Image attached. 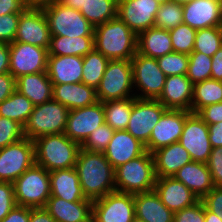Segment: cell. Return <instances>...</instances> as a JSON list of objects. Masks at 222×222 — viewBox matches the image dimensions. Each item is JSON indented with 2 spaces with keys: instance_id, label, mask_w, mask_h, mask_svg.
<instances>
[{
  "instance_id": "obj_57",
  "label": "cell",
  "mask_w": 222,
  "mask_h": 222,
  "mask_svg": "<svg viewBox=\"0 0 222 222\" xmlns=\"http://www.w3.org/2000/svg\"><path fill=\"white\" fill-rule=\"evenodd\" d=\"M10 66L9 44L0 43V74L8 73Z\"/></svg>"
},
{
  "instance_id": "obj_21",
  "label": "cell",
  "mask_w": 222,
  "mask_h": 222,
  "mask_svg": "<svg viewBox=\"0 0 222 222\" xmlns=\"http://www.w3.org/2000/svg\"><path fill=\"white\" fill-rule=\"evenodd\" d=\"M193 83L184 75L166 76L163 91L157 99L166 109L191 111Z\"/></svg>"
},
{
  "instance_id": "obj_53",
  "label": "cell",
  "mask_w": 222,
  "mask_h": 222,
  "mask_svg": "<svg viewBox=\"0 0 222 222\" xmlns=\"http://www.w3.org/2000/svg\"><path fill=\"white\" fill-rule=\"evenodd\" d=\"M27 7L25 0H0V15L22 13Z\"/></svg>"
},
{
  "instance_id": "obj_29",
  "label": "cell",
  "mask_w": 222,
  "mask_h": 222,
  "mask_svg": "<svg viewBox=\"0 0 222 222\" xmlns=\"http://www.w3.org/2000/svg\"><path fill=\"white\" fill-rule=\"evenodd\" d=\"M135 217L145 222H173L174 212L162 202L155 190L134 194Z\"/></svg>"
},
{
  "instance_id": "obj_12",
  "label": "cell",
  "mask_w": 222,
  "mask_h": 222,
  "mask_svg": "<svg viewBox=\"0 0 222 222\" xmlns=\"http://www.w3.org/2000/svg\"><path fill=\"white\" fill-rule=\"evenodd\" d=\"M167 109L158 101L152 99H138L134 103L126 131L142 144L149 141L153 128Z\"/></svg>"
},
{
  "instance_id": "obj_59",
  "label": "cell",
  "mask_w": 222,
  "mask_h": 222,
  "mask_svg": "<svg viewBox=\"0 0 222 222\" xmlns=\"http://www.w3.org/2000/svg\"><path fill=\"white\" fill-rule=\"evenodd\" d=\"M204 217L205 221L204 222H222L221 216H218L217 214L209 211L205 205H204Z\"/></svg>"
},
{
  "instance_id": "obj_49",
  "label": "cell",
  "mask_w": 222,
  "mask_h": 222,
  "mask_svg": "<svg viewBox=\"0 0 222 222\" xmlns=\"http://www.w3.org/2000/svg\"><path fill=\"white\" fill-rule=\"evenodd\" d=\"M202 201L209 211L221 216L222 220V187L211 189Z\"/></svg>"
},
{
  "instance_id": "obj_38",
  "label": "cell",
  "mask_w": 222,
  "mask_h": 222,
  "mask_svg": "<svg viewBox=\"0 0 222 222\" xmlns=\"http://www.w3.org/2000/svg\"><path fill=\"white\" fill-rule=\"evenodd\" d=\"M222 46L221 26L199 29L195 35L193 52H201L212 57Z\"/></svg>"
},
{
  "instance_id": "obj_37",
  "label": "cell",
  "mask_w": 222,
  "mask_h": 222,
  "mask_svg": "<svg viewBox=\"0 0 222 222\" xmlns=\"http://www.w3.org/2000/svg\"><path fill=\"white\" fill-rule=\"evenodd\" d=\"M109 60L95 48L83 56L81 82L94 88H98Z\"/></svg>"
},
{
  "instance_id": "obj_27",
  "label": "cell",
  "mask_w": 222,
  "mask_h": 222,
  "mask_svg": "<svg viewBox=\"0 0 222 222\" xmlns=\"http://www.w3.org/2000/svg\"><path fill=\"white\" fill-rule=\"evenodd\" d=\"M174 178L185 184L199 200H202L215 187L207 165L201 162L187 163L177 171Z\"/></svg>"
},
{
  "instance_id": "obj_62",
  "label": "cell",
  "mask_w": 222,
  "mask_h": 222,
  "mask_svg": "<svg viewBox=\"0 0 222 222\" xmlns=\"http://www.w3.org/2000/svg\"><path fill=\"white\" fill-rule=\"evenodd\" d=\"M155 1L161 5V4H164V3L172 1V0H155Z\"/></svg>"
},
{
  "instance_id": "obj_6",
  "label": "cell",
  "mask_w": 222,
  "mask_h": 222,
  "mask_svg": "<svg viewBox=\"0 0 222 222\" xmlns=\"http://www.w3.org/2000/svg\"><path fill=\"white\" fill-rule=\"evenodd\" d=\"M69 109L51 99L35 105L23 126L24 136L30 140L44 135L64 133Z\"/></svg>"
},
{
  "instance_id": "obj_40",
  "label": "cell",
  "mask_w": 222,
  "mask_h": 222,
  "mask_svg": "<svg viewBox=\"0 0 222 222\" xmlns=\"http://www.w3.org/2000/svg\"><path fill=\"white\" fill-rule=\"evenodd\" d=\"M212 58L201 52H192L189 55L187 77L197 83L211 79Z\"/></svg>"
},
{
  "instance_id": "obj_24",
  "label": "cell",
  "mask_w": 222,
  "mask_h": 222,
  "mask_svg": "<svg viewBox=\"0 0 222 222\" xmlns=\"http://www.w3.org/2000/svg\"><path fill=\"white\" fill-rule=\"evenodd\" d=\"M83 57L48 55L47 75L52 84L81 83Z\"/></svg>"
},
{
  "instance_id": "obj_5",
  "label": "cell",
  "mask_w": 222,
  "mask_h": 222,
  "mask_svg": "<svg viewBox=\"0 0 222 222\" xmlns=\"http://www.w3.org/2000/svg\"><path fill=\"white\" fill-rule=\"evenodd\" d=\"M17 206L44 208L51 196L50 172L34 163L13 182Z\"/></svg>"
},
{
  "instance_id": "obj_26",
  "label": "cell",
  "mask_w": 222,
  "mask_h": 222,
  "mask_svg": "<svg viewBox=\"0 0 222 222\" xmlns=\"http://www.w3.org/2000/svg\"><path fill=\"white\" fill-rule=\"evenodd\" d=\"M156 178L174 177L177 171L192 159L188 151L179 143H172L152 153Z\"/></svg>"
},
{
  "instance_id": "obj_2",
  "label": "cell",
  "mask_w": 222,
  "mask_h": 222,
  "mask_svg": "<svg viewBox=\"0 0 222 222\" xmlns=\"http://www.w3.org/2000/svg\"><path fill=\"white\" fill-rule=\"evenodd\" d=\"M94 48L108 60H131L137 53V35L117 16L94 27Z\"/></svg>"
},
{
  "instance_id": "obj_28",
  "label": "cell",
  "mask_w": 222,
  "mask_h": 222,
  "mask_svg": "<svg viewBox=\"0 0 222 222\" xmlns=\"http://www.w3.org/2000/svg\"><path fill=\"white\" fill-rule=\"evenodd\" d=\"M51 196L66 201H91L85 198L75 168L57 169L50 172Z\"/></svg>"
},
{
  "instance_id": "obj_60",
  "label": "cell",
  "mask_w": 222,
  "mask_h": 222,
  "mask_svg": "<svg viewBox=\"0 0 222 222\" xmlns=\"http://www.w3.org/2000/svg\"><path fill=\"white\" fill-rule=\"evenodd\" d=\"M56 0H25L28 6L41 7L45 4L52 3Z\"/></svg>"
},
{
  "instance_id": "obj_4",
  "label": "cell",
  "mask_w": 222,
  "mask_h": 222,
  "mask_svg": "<svg viewBox=\"0 0 222 222\" xmlns=\"http://www.w3.org/2000/svg\"><path fill=\"white\" fill-rule=\"evenodd\" d=\"M156 182L153 155L147 150L137 158L115 169V189L123 193H143L154 190Z\"/></svg>"
},
{
  "instance_id": "obj_32",
  "label": "cell",
  "mask_w": 222,
  "mask_h": 222,
  "mask_svg": "<svg viewBox=\"0 0 222 222\" xmlns=\"http://www.w3.org/2000/svg\"><path fill=\"white\" fill-rule=\"evenodd\" d=\"M94 49V36L64 37L51 35L48 55L83 57Z\"/></svg>"
},
{
  "instance_id": "obj_56",
  "label": "cell",
  "mask_w": 222,
  "mask_h": 222,
  "mask_svg": "<svg viewBox=\"0 0 222 222\" xmlns=\"http://www.w3.org/2000/svg\"><path fill=\"white\" fill-rule=\"evenodd\" d=\"M29 222H56L45 208H30Z\"/></svg>"
},
{
  "instance_id": "obj_25",
  "label": "cell",
  "mask_w": 222,
  "mask_h": 222,
  "mask_svg": "<svg viewBox=\"0 0 222 222\" xmlns=\"http://www.w3.org/2000/svg\"><path fill=\"white\" fill-rule=\"evenodd\" d=\"M52 99L69 110L91 106L98 102L96 90L82 82L53 84Z\"/></svg>"
},
{
  "instance_id": "obj_11",
  "label": "cell",
  "mask_w": 222,
  "mask_h": 222,
  "mask_svg": "<svg viewBox=\"0 0 222 222\" xmlns=\"http://www.w3.org/2000/svg\"><path fill=\"white\" fill-rule=\"evenodd\" d=\"M134 194L114 191L93 201L92 222H132Z\"/></svg>"
},
{
  "instance_id": "obj_55",
  "label": "cell",
  "mask_w": 222,
  "mask_h": 222,
  "mask_svg": "<svg viewBox=\"0 0 222 222\" xmlns=\"http://www.w3.org/2000/svg\"><path fill=\"white\" fill-rule=\"evenodd\" d=\"M212 148L222 146V122L208 125Z\"/></svg>"
},
{
  "instance_id": "obj_63",
  "label": "cell",
  "mask_w": 222,
  "mask_h": 222,
  "mask_svg": "<svg viewBox=\"0 0 222 222\" xmlns=\"http://www.w3.org/2000/svg\"><path fill=\"white\" fill-rule=\"evenodd\" d=\"M132 222H145V221H143V220L138 219L137 217H135V218L132 220Z\"/></svg>"
},
{
  "instance_id": "obj_17",
  "label": "cell",
  "mask_w": 222,
  "mask_h": 222,
  "mask_svg": "<svg viewBox=\"0 0 222 222\" xmlns=\"http://www.w3.org/2000/svg\"><path fill=\"white\" fill-rule=\"evenodd\" d=\"M179 143L188 151L192 161L207 163L212 150L209 129L196 113L186 118Z\"/></svg>"
},
{
  "instance_id": "obj_10",
  "label": "cell",
  "mask_w": 222,
  "mask_h": 222,
  "mask_svg": "<svg viewBox=\"0 0 222 222\" xmlns=\"http://www.w3.org/2000/svg\"><path fill=\"white\" fill-rule=\"evenodd\" d=\"M35 163L34 142L26 137L0 149V181L13 183Z\"/></svg>"
},
{
  "instance_id": "obj_61",
  "label": "cell",
  "mask_w": 222,
  "mask_h": 222,
  "mask_svg": "<svg viewBox=\"0 0 222 222\" xmlns=\"http://www.w3.org/2000/svg\"><path fill=\"white\" fill-rule=\"evenodd\" d=\"M173 1H175V2H177V3L183 5V4H186V3L192 2L193 0H173Z\"/></svg>"
},
{
  "instance_id": "obj_58",
  "label": "cell",
  "mask_w": 222,
  "mask_h": 222,
  "mask_svg": "<svg viewBox=\"0 0 222 222\" xmlns=\"http://www.w3.org/2000/svg\"><path fill=\"white\" fill-rule=\"evenodd\" d=\"M64 6L79 10L84 6L85 0H56Z\"/></svg>"
},
{
  "instance_id": "obj_41",
  "label": "cell",
  "mask_w": 222,
  "mask_h": 222,
  "mask_svg": "<svg viewBox=\"0 0 222 222\" xmlns=\"http://www.w3.org/2000/svg\"><path fill=\"white\" fill-rule=\"evenodd\" d=\"M196 32L197 30L186 24H180L169 30L173 51L190 55L194 49Z\"/></svg>"
},
{
  "instance_id": "obj_7",
  "label": "cell",
  "mask_w": 222,
  "mask_h": 222,
  "mask_svg": "<svg viewBox=\"0 0 222 222\" xmlns=\"http://www.w3.org/2000/svg\"><path fill=\"white\" fill-rule=\"evenodd\" d=\"M47 17L50 34L68 37L94 36V26L79 10L54 1L41 6Z\"/></svg>"
},
{
  "instance_id": "obj_16",
  "label": "cell",
  "mask_w": 222,
  "mask_h": 222,
  "mask_svg": "<svg viewBox=\"0 0 222 222\" xmlns=\"http://www.w3.org/2000/svg\"><path fill=\"white\" fill-rule=\"evenodd\" d=\"M191 113L187 110L167 109L153 128L145 149L152 154L162 147L179 142L185 120Z\"/></svg>"
},
{
  "instance_id": "obj_3",
  "label": "cell",
  "mask_w": 222,
  "mask_h": 222,
  "mask_svg": "<svg viewBox=\"0 0 222 222\" xmlns=\"http://www.w3.org/2000/svg\"><path fill=\"white\" fill-rule=\"evenodd\" d=\"M33 142L35 163L48 172L75 167L81 145L64 133L44 135Z\"/></svg>"
},
{
  "instance_id": "obj_9",
  "label": "cell",
  "mask_w": 222,
  "mask_h": 222,
  "mask_svg": "<svg viewBox=\"0 0 222 222\" xmlns=\"http://www.w3.org/2000/svg\"><path fill=\"white\" fill-rule=\"evenodd\" d=\"M133 84L142 91L138 99L157 100L164 88L166 75L159 68L157 60L136 53L131 59Z\"/></svg>"
},
{
  "instance_id": "obj_18",
  "label": "cell",
  "mask_w": 222,
  "mask_h": 222,
  "mask_svg": "<svg viewBox=\"0 0 222 222\" xmlns=\"http://www.w3.org/2000/svg\"><path fill=\"white\" fill-rule=\"evenodd\" d=\"M159 6L155 0H118L117 16L138 35L154 27Z\"/></svg>"
},
{
  "instance_id": "obj_22",
  "label": "cell",
  "mask_w": 222,
  "mask_h": 222,
  "mask_svg": "<svg viewBox=\"0 0 222 222\" xmlns=\"http://www.w3.org/2000/svg\"><path fill=\"white\" fill-rule=\"evenodd\" d=\"M146 151L145 145L134 138L128 131H115L111 141L103 154L112 167H117L142 155Z\"/></svg>"
},
{
  "instance_id": "obj_50",
  "label": "cell",
  "mask_w": 222,
  "mask_h": 222,
  "mask_svg": "<svg viewBox=\"0 0 222 222\" xmlns=\"http://www.w3.org/2000/svg\"><path fill=\"white\" fill-rule=\"evenodd\" d=\"M207 125L222 122V102L210 104L196 113Z\"/></svg>"
},
{
  "instance_id": "obj_48",
  "label": "cell",
  "mask_w": 222,
  "mask_h": 222,
  "mask_svg": "<svg viewBox=\"0 0 222 222\" xmlns=\"http://www.w3.org/2000/svg\"><path fill=\"white\" fill-rule=\"evenodd\" d=\"M15 206L13 183L0 181V220L5 218Z\"/></svg>"
},
{
  "instance_id": "obj_36",
  "label": "cell",
  "mask_w": 222,
  "mask_h": 222,
  "mask_svg": "<svg viewBox=\"0 0 222 222\" xmlns=\"http://www.w3.org/2000/svg\"><path fill=\"white\" fill-rule=\"evenodd\" d=\"M118 0H85L81 14L94 26L117 17Z\"/></svg>"
},
{
  "instance_id": "obj_39",
  "label": "cell",
  "mask_w": 222,
  "mask_h": 222,
  "mask_svg": "<svg viewBox=\"0 0 222 222\" xmlns=\"http://www.w3.org/2000/svg\"><path fill=\"white\" fill-rule=\"evenodd\" d=\"M180 24H183L182 4L172 0L159 6L154 27L171 30Z\"/></svg>"
},
{
  "instance_id": "obj_30",
  "label": "cell",
  "mask_w": 222,
  "mask_h": 222,
  "mask_svg": "<svg viewBox=\"0 0 222 222\" xmlns=\"http://www.w3.org/2000/svg\"><path fill=\"white\" fill-rule=\"evenodd\" d=\"M16 90L33 104L39 105L52 99L53 84L47 72L22 75L16 79Z\"/></svg>"
},
{
  "instance_id": "obj_47",
  "label": "cell",
  "mask_w": 222,
  "mask_h": 222,
  "mask_svg": "<svg viewBox=\"0 0 222 222\" xmlns=\"http://www.w3.org/2000/svg\"><path fill=\"white\" fill-rule=\"evenodd\" d=\"M215 187H222V146L212 148L206 163Z\"/></svg>"
},
{
  "instance_id": "obj_43",
  "label": "cell",
  "mask_w": 222,
  "mask_h": 222,
  "mask_svg": "<svg viewBox=\"0 0 222 222\" xmlns=\"http://www.w3.org/2000/svg\"><path fill=\"white\" fill-rule=\"evenodd\" d=\"M115 130L104 123L92 132L81 144V148L89 152H104L111 141Z\"/></svg>"
},
{
  "instance_id": "obj_23",
  "label": "cell",
  "mask_w": 222,
  "mask_h": 222,
  "mask_svg": "<svg viewBox=\"0 0 222 222\" xmlns=\"http://www.w3.org/2000/svg\"><path fill=\"white\" fill-rule=\"evenodd\" d=\"M56 222H92L93 201H66L50 196L44 207Z\"/></svg>"
},
{
  "instance_id": "obj_52",
  "label": "cell",
  "mask_w": 222,
  "mask_h": 222,
  "mask_svg": "<svg viewBox=\"0 0 222 222\" xmlns=\"http://www.w3.org/2000/svg\"><path fill=\"white\" fill-rule=\"evenodd\" d=\"M30 207L15 206L0 222H29Z\"/></svg>"
},
{
  "instance_id": "obj_33",
  "label": "cell",
  "mask_w": 222,
  "mask_h": 222,
  "mask_svg": "<svg viewBox=\"0 0 222 222\" xmlns=\"http://www.w3.org/2000/svg\"><path fill=\"white\" fill-rule=\"evenodd\" d=\"M219 102H222V81L208 79L193 84L192 113Z\"/></svg>"
},
{
  "instance_id": "obj_13",
  "label": "cell",
  "mask_w": 222,
  "mask_h": 222,
  "mask_svg": "<svg viewBox=\"0 0 222 222\" xmlns=\"http://www.w3.org/2000/svg\"><path fill=\"white\" fill-rule=\"evenodd\" d=\"M10 66L9 73L15 79L22 75L47 71L48 50L23 42L9 44Z\"/></svg>"
},
{
  "instance_id": "obj_42",
  "label": "cell",
  "mask_w": 222,
  "mask_h": 222,
  "mask_svg": "<svg viewBox=\"0 0 222 222\" xmlns=\"http://www.w3.org/2000/svg\"><path fill=\"white\" fill-rule=\"evenodd\" d=\"M156 60L166 76L187 74L189 63V55L187 54L172 52Z\"/></svg>"
},
{
  "instance_id": "obj_19",
  "label": "cell",
  "mask_w": 222,
  "mask_h": 222,
  "mask_svg": "<svg viewBox=\"0 0 222 222\" xmlns=\"http://www.w3.org/2000/svg\"><path fill=\"white\" fill-rule=\"evenodd\" d=\"M182 8L183 24L195 30L222 24V0H193Z\"/></svg>"
},
{
  "instance_id": "obj_34",
  "label": "cell",
  "mask_w": 222,
  "mask_h": 222,
  "mask_svg": "<svg viewBox=\"0 0 222 222\" xmlns=\"http://www.w3.org/2000/svg\"><path fill=\"white\" fill-rule=\"evenodd\" d=\"M133 103L134 97L103 102L105 123L115 131L126 130Z\"/></svg>"
},
{
  "instance_id": "obj_46",
  "label": "cell",
  "mask_w": 222,
  "mask_h": 222,
  "mask_svg": "<svg viewBox=\"0 0 222 222\" xmlns=\"http://www.w3.org/2000/svg\"><path fill=\"white\" fill-rule=\"evenodd\" d=\"M204 203L199 200L194 205L174 212L173 222H204Z\"/></svg>"
},
{
  "instance_id": "obj_31",
  "label": "cell",
  "mask_w": 222,
  "mask_h": 222,
  "mask_svg": "<svg viewBox=\"0 0 222 222\" xmlns=\"http://www.w3.org/2000/svg\"><path fill=\"white\" fill-rule=\"evenodd\" d=\"M169 30L152 27L137 35V53L158 59L172 53Z\"/></svg>"
},
{
  "instance_id": "obj_15",
  "label": "cell",
  "mask_w": 222,
  "mask_h": 222,
  "mask_svg": "<svg viewBox=\"0 0 222 222\" xmlns=\"http://www.w3.org/2000/svg\"><path fill=\"white\" fill-rule=\"evenodd\" d=\"M104 123L103 103L98 101L91 106L69 110L64 134L81 145Z\"/></svg>"
},
{
  "instance_id": "obj_45",
  "label": "cell",
  "mask_w": 222,
  "mask_h": 222,
  "mask_svg": "<svg viewBox=\"0 0 222 222\" xmlns=\"http://www.w3.org/2000/svg\"><path fill=\"white\" fill-rule=\"evenodd\" d=\"M20 13L0 15V43L10 44L14 42Z\"/></svg>"
},
{
  "instance_id": "obj_8",
  "label": "cell",
  "mask_w": 222,
  "mask_h": 222,
  "mask_svg": "<svg viewBox=\"0 0 222 222\" xmlns=\"http://www.w3.org/2000/svg\"><path fill=\"white\" fill-rule=\"evenodd\" d=\"M133 85L131 60H109L96 89L97 100L103 103L135 97L130 95Z\"/></svg>"
},
{
  "instance_id": "obj_44",
  "label": "cell",
  "mask_w": 222,
  "mask_h": 222,
  "mask_svg": "<svg viewBox=\"0 0 222 222\" xmlns=\"http://www.w3.org/2000/svg\"><path fill=\"white\" fill-rule=\"evenodd\" d=\"M24 137L23 126L20 123L0 116V149Z\"/></svg>"
},
{
  "instance_id": "obj_14",
  "label": "cell",
  "mask_w": 222,
  "mask_h": 222,
  "mask_svg": "<svg viewBox=\"0 0 222 222\" xmlns=\"http://www.w3.org/2000/svg\"><path fill=\"white\" fill-rule=\"evenodd\" d=\"M50 40L49 24L42 7L28 6L20 13L14 42L28 43L48 50Z\"/></svg>"
},
{
  "instance_id": "obj_54",
  "label": "cell",
  "mask_w": 222,
  "mask_h": 222,
  "mask_svg": "<svg viewBox=\"0 0 222 222\" xmlns=\"http://www.w3.org/2000/svg\"><path fill=\"white\" fill-rule=\"evenodd\" d=\"M211 58V79L222 81V46Z\"/></svg>"
},
{
  "instance_id": "obj_35",
  "label": "cell",
  "mask_w": 222,
  "mask_h": 222,
  "mask_svg": "<svg viewBox=\"0 0 222 222\" xmlns=\"http://www.w3.org/2000/svg\"><path fill=\"white\" fill-rule=\"evenodd\" d=\"M34 109V104L23 94L15 90L0 103V116L14 120L22 126Z\"/></svg>"
},
{
  "instance_id": "obj_20",
  "label": "cell",
  "mask_w": 222,
  "mask_h": 222,
  "mask_svg": "<svg viewBox=\"0 0 222 222\" xmlns=\"http://www.w3.org/2000/svg\"><path fill=\"white\" fill-rule=\"evenodd\" d=\"M154 190L161 202L173 212L192 206L199 201L185 184L174 177L156 178Z\"/></svg>"
},
{
  "instance_id": "obj_51",
  "label": "cell",
  "mask_w": 222,
  "mask_h": 222,
  "mask_svg": "<svg viewBox=\"0 0 222 222\" xmlns=\"http://www.w3.org/2000/svg\"><path fill=\"white\" fill-rule=\"evenodd\" d=\"M16 79L12 74H0V103L8 98L15 90Z\"/></svg>"
},
{
  "instance_id": "obj_1",
  "label": "cell",
  "mask_w": 222,
  "mask_h": 222,
  "mask_svg": "<svg viewBox=\"0 0 222 222\" xmlns=\"http://www.w3.org/2000/svg\"><path fill=\"white\" fill-rule=\"evenodd\" d=\"M75 170L86 199L95 201L115 189V169L103 152H89L80 148Z\"/></svg>"
}]
</instances>
